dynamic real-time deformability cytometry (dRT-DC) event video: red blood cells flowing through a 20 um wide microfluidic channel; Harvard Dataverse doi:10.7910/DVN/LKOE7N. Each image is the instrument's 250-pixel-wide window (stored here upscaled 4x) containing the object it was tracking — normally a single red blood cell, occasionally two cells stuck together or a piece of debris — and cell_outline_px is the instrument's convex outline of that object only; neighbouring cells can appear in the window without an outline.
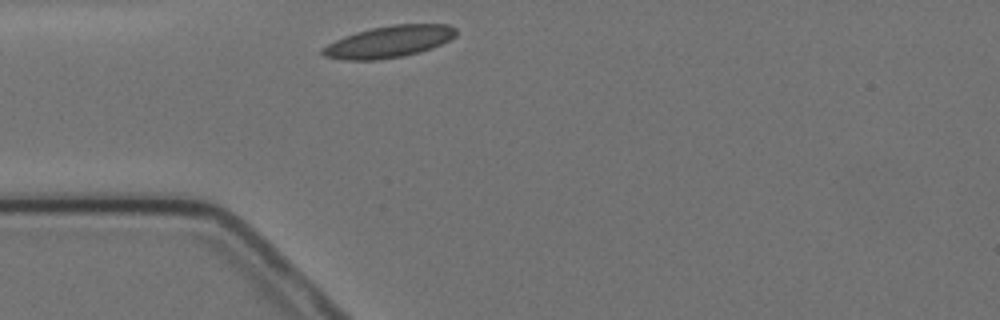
{"species": "Egyptian fruit bat (a non-hibernating species)", "species_latin": "Rousettus aegyptiacus", "temperature_condition": "cold", "stored_images_in_passage": 2, "camera_frame_rate_fps": 3000, "um_per_image_px": 0.085, "animal": {"sex": "female"}, "frame": {"image": 1, "passage_image": 1, "time_ms": 0.0, "image_size_px": [1000, 320], "cell_outline_px": [[456, 36], [432, 48], [404, 56], [376, 60], [344, 60], [324, 56], [320, 52], [320, 48], [344, 36], [356, 32], [372, 28], [392, 24], [448, 24], [456, 28]], "centroid_in_image_um": [33.04, 3.54], "position_along_channel_um": 52.0, "area_um2": 24.68}}